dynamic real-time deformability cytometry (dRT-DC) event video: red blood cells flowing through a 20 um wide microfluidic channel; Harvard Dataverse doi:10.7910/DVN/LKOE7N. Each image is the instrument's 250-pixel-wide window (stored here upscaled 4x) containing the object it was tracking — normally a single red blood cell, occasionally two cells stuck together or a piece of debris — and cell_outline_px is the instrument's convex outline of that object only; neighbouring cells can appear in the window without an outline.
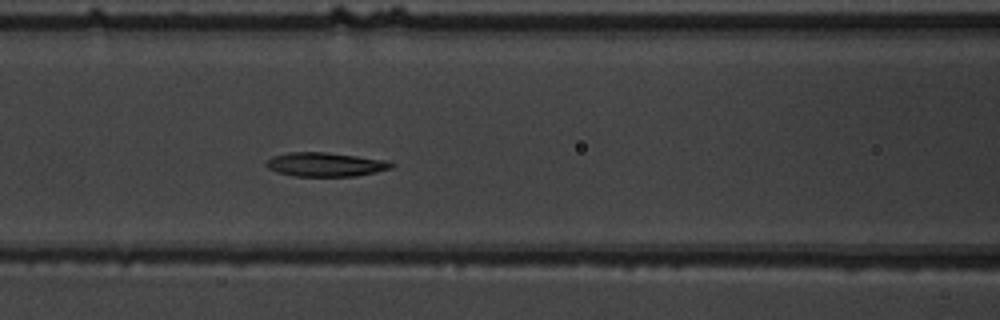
{"species": "common noctule bat (a hibernating species)", "species_latin": "Nyctalus noctula", "temperature_condition": "warm", "stored_images_in_passage": 4, "camera_frame_rate_fps": 3000, "um_per_image_px": 0.085, "animal": {"sex": "male", "body_mass_g": 19.5, "forearm_length_mm": 54.6}, "frame": {"image": 1, "passage_image": 4, "time_ms": 4.333, "image_size_px": [1000, 320], "cell_outline_px": [[396, 164], [392, 168], [376, 172], [356, 176], [296, 176], [276, 172], [268, 168], [264, 164], [272, 156], [288, 152], [328, 152], [388, 160]], "centroid_in_image_um": [27.68, 13.97], "position_along_channel_um": 138.9, "area_um2": 17.69}}